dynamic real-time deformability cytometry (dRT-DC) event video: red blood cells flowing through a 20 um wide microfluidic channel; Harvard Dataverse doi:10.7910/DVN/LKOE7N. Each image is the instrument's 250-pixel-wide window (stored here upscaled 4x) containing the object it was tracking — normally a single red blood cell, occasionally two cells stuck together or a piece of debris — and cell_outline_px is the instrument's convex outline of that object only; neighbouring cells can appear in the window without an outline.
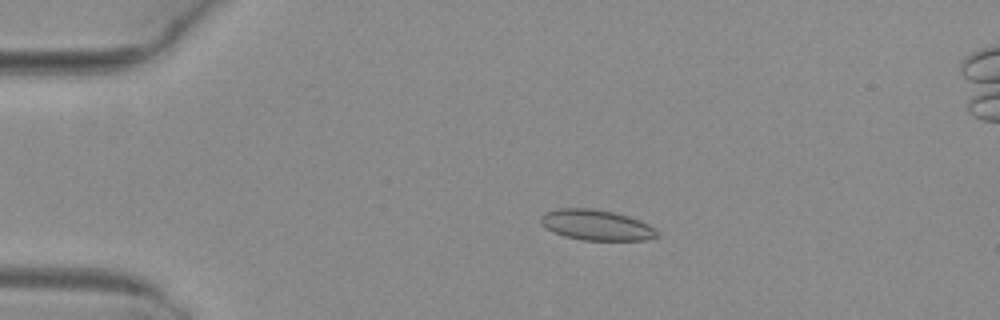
{"species": "common noctule bat (a hibernating species)", "species_latin": "Nyctalus noctula", "temperature_condition": "warm", "stored_images_in_passage": 3, "camera_frame_rate_fps": 3000, "um_per_image_px": 0.085, "animal": {"sex": "female", "body_mass_g": 29.2, "forearm_length_mm": 56.3}, "frame": {"image": 1, "passage_image": 1, "time_ms": 0.0, "image_size_px": [1000, 320], "cell_outline_px": [[660, 236], [648, 240], [584, 240], [564, 236], [552, 232], [540, 220], [540, 216], [544, 212], [556, 208], [592, 208], [612, 212], [628, 216], [640, 220], [656, 228]], "centroid_in_image_um": [50.72, 19.12], "position_along_channel_um": 34.3, "area_um2": 20.81}}